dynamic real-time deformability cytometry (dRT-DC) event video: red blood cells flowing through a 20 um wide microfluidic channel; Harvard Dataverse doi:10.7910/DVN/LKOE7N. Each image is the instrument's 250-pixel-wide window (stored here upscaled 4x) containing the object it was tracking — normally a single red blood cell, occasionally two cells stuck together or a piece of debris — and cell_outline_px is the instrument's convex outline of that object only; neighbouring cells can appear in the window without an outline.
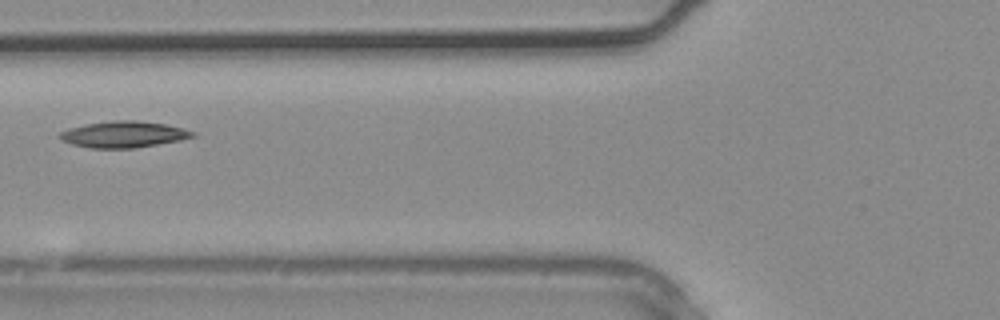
{"species": "common noctule bat (a hibernating species)", "species_latin": "Nyctalus noctula", "temperature_condition": "warm", "stored_images_in_passage": 3, "camera_frame_rate_fps": 3000, "um_per_image_px": 0.085, "animal": {"sex": "male", "body_mass_g": 20.4}, "frame": {"image": 1, "passage_image": 3, "time_ms": 0.667, "image_size_px": [1000, 320], "cell_outline_px": [[196, 136], [180, 140], [136, 148], [88, 148], [72, 144], [60, 140], [56, 136], [60, 132], [68, 128], [84, 124], [116, 120], [136, 120], [164, 124], [184, 128], [196, 132]], "centroid_in_image_um": [10.48, 11.42], "position_along_channel_um": 115.3, "area_um2": 20.58}}